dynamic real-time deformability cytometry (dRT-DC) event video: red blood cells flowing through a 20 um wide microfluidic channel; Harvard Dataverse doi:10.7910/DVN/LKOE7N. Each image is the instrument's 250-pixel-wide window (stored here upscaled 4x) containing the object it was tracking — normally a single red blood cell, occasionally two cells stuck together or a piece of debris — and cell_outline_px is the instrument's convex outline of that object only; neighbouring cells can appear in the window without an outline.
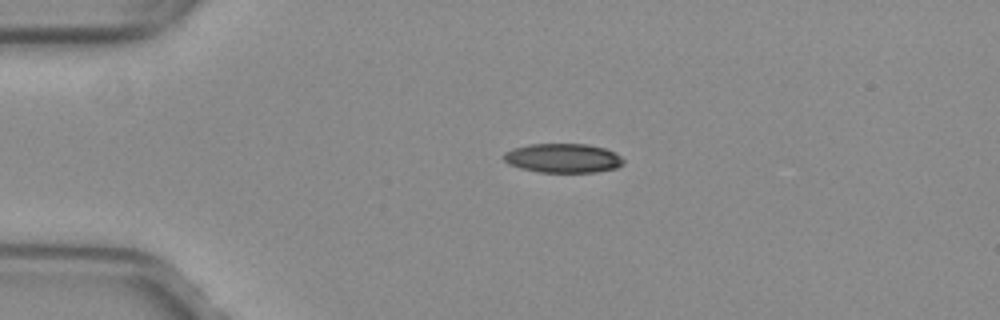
{"species": "common noctule bat (a hibernating species)", "species_latin": "Nyctalus noctula", "temperature_condition": "warm", "stored_images_in_passage": 41, "camera_frame_rate_fps": 3000, "um_per_image_px": 0.085, "animal": {"sex": "female", "body_mass_g": 29.2, "forearm_length_mm": 56.3}, "frame": {"image": 1, "passage_image": 1, "time_ms": 0.0, "image_size_px": [1000, 320], "cell_outline_px": [[624, 164], [616, 168], [596, 172], [540, 172], [520, 168], [508, 164], [504, 160], [504, 152], [512, 148], [528, 144], [588, 144], [604, 148], [620, 156], [624, 160]], "centroid_in_image_um": [47.83, 13.44], "position_along_channel_um": 37.2, "area_um2": 20.4}}
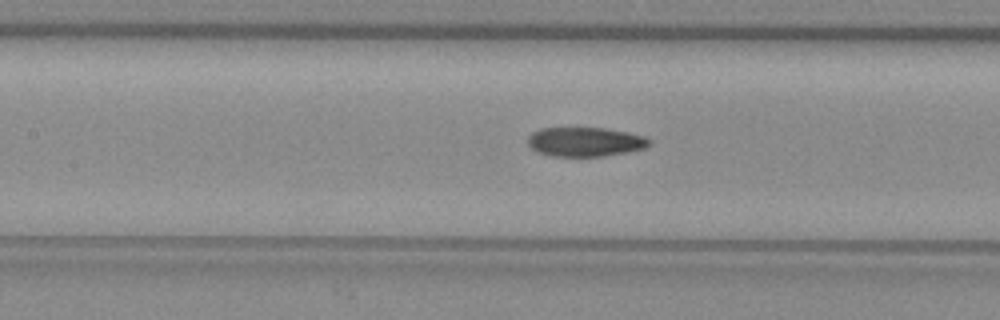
{"frame": {"image": 2, "passage_image": 13, "time_ms": 4.0, "image_size_px": [1000, 320], "cell_outline_px": [[652, 144], [644, 148], [628, 152], [604, 156], [552, 156], [536, 152], [528, 144], [528, 136], [532, 132], [540, 128], [604, 128], [628, 132], [644, 136], [652, 140]], "centroid_in_image_um": [49.75, 12.05], "position_along_channel_um": 157.6, "area_um2": 20.87}}
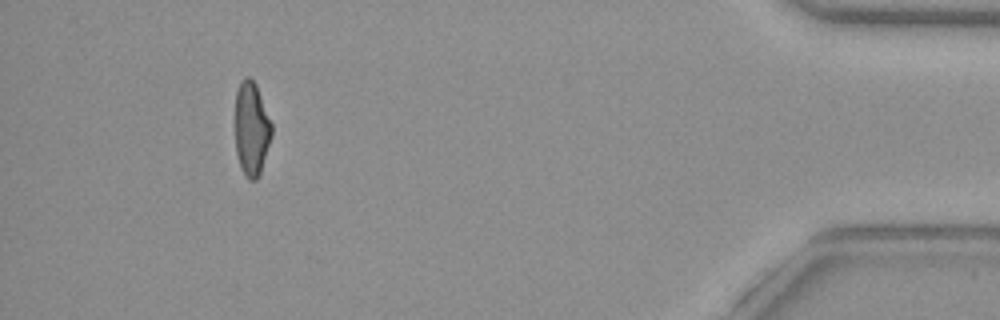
{"frame": {"image": 3, "passage_image": 37, "time_ms": 12.0, "image_size_px": [1000, 320], "cell_outline_px": [[272, 136], [260, 172], [256, 180], [248, 180], [244, 176], [240, 168], [236, 152], [236, 92], [240, 80], [244, 76], [248, 76], [256, 84], [272, 124]], "centroid_in_image_um": [21.37, 10.95], "position_along_channel_um": 413.8, "area_um2": 20.0}, "authors_computed_cell_mechanics": {"area_um2": 21.097, "velocity_mm_per_s": 4.0239, "shape_relaxation_time_tau1_ms": 10.8523, "shape_relaxation_time_tau2_ms": 2.293, "deformation_change_tau1": 0.2601, "deformation_change_tau2": 0.0914}}